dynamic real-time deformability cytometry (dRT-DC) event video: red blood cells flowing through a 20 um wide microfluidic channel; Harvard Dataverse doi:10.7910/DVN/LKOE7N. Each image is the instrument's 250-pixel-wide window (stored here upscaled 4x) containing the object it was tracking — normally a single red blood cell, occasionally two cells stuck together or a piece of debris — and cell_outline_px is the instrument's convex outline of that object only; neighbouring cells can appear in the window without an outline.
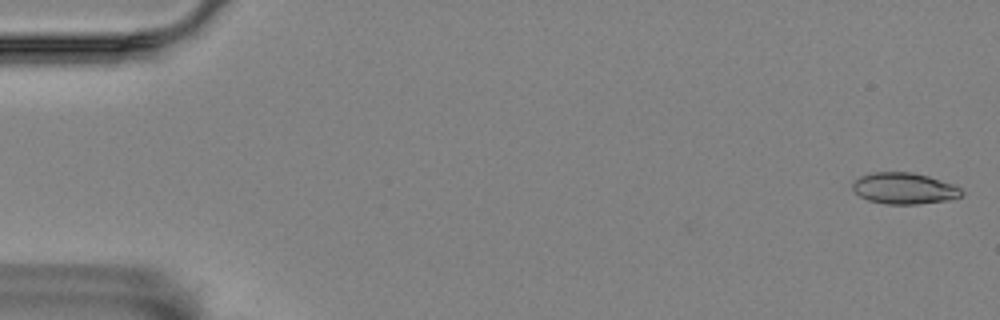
{"species": "Egyptian fruit bat (a non-hibernating species)", "species_latin": "Rousettus aegyptiacus", "temperature_condition": "room temperature", "stored_images_in_passage": 57, "camera_frame_rate_fps": 3000, "um_per_image_px": 0.085, "animal": {"sex": "female"}, "frame": {"image": 1, "passage_image": 2, "time_ms": 0.333, "image_size_px": [1000, 320], "cell_outline_px": [[964, 192], [960, 196], [948, 200], [916, 204], [888, 204], [868, 200], [860, 196], [852, 188], [852, 184], [860, 176], [872, 172], [912, 172], [928, 176], [956, 184]], "centroid_in_image_um": [76.88, 16.0], "position_along_channel_um": 8.1, "area_um2": 19.88}}
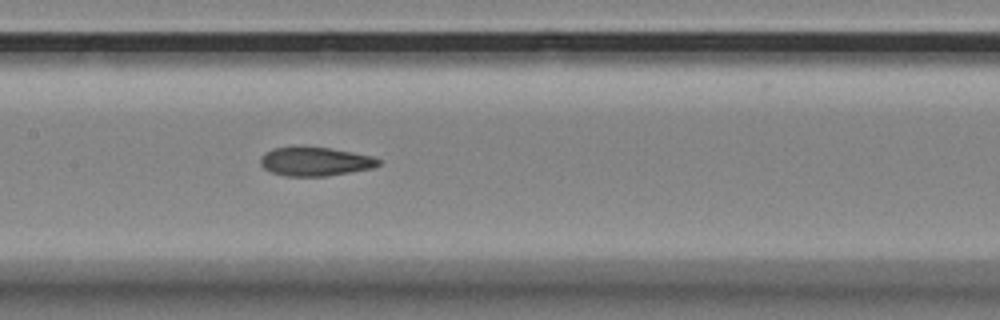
{"frame": {"image": 2, "passage_image": 28, "time_ms": 9.0, "image_size_px": [1000, 320], "cell_outline_px": [[380, 164], [372, 168], [328, 176], [284, 176], [272, 172], [264, 168], [260, 164], [260, 156], [264, 152], [272, 148], [328, 148], [352, 152], [372, 156], [380, 160]], "centroid_in_image_um": [26.77, 13.74], "position_along_channel_um": 180.6, "area_um2": 19.54}}
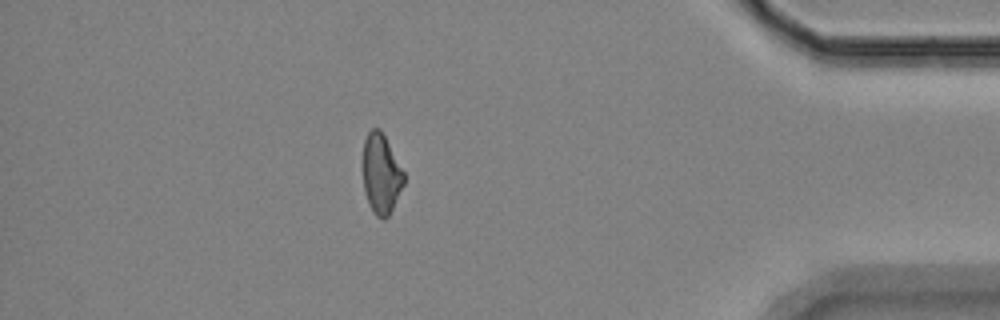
{"frame": {"image": 3, "passage_image": 50, "time_ms": 16.333, "image_size_px": [1000, 320], "cell_outline_px": [[404, 184], [388, 216], [384, 220], [376, 216], [372, 212], [364, 188], [364, 140], [368, 132], [372, 128], [380, 128], [404, 172]], "centroid_in_image_um": [32.4, 14.78], "position_along_channel_um": 402.8, "area_um2": 18.67}, "authors_computed_cell_mechanics": {"area_um2": 19.941, "velocity_mm_per_s": 3.573, "shape_relaxation_time_tau1_ms": null, "shape_relaxation_time_tau2_ms": 3.9855, "deformation_change_tau1": null, "deformation_change_tau2": 0.1127}}